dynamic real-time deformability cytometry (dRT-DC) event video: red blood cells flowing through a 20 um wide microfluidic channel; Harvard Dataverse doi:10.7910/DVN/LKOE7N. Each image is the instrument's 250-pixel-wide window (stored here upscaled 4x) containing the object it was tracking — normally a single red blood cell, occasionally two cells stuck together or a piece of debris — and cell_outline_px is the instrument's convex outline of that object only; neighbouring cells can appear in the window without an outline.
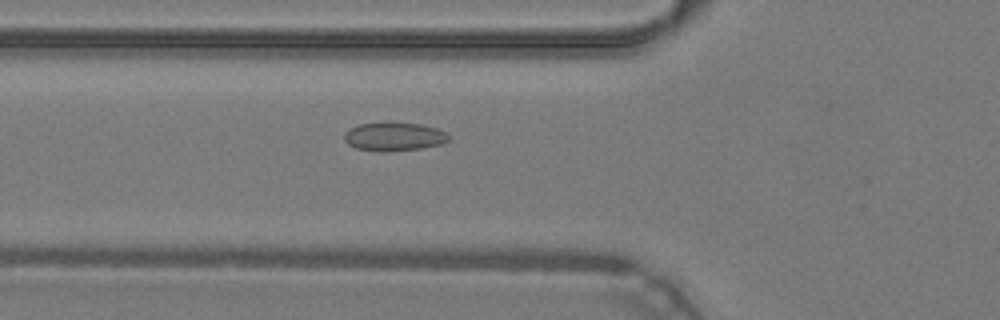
{"species": "common noctule bat (a hibernating species)", "species_latin": "Nyctalus noctula", "temperature_condition": "warm", "stored_images_in_passage": 40, "camera_frame_rate_fps": 3000, "um_per_image_px": 0.085, "animal": {"sex": "male", "body_mass_g": 19.2, "forearm_length_mm": 51.8}, "frame": {"image": 1, "passage_image": 12, "time_ms": 3.667, "image_size_px": [1000, 320], "cell_outline_px": [[448, 140], [444, 144], [420, 148], [356, 148], [348, 144], [344, 140], [344, 132], [360, 124], [420, 124], [436, 128], [448, 132]], "centroid_in_image_um": [33.56, 11.58], "position_along_channel_um": 92.2, "area_um2": 16.01}}
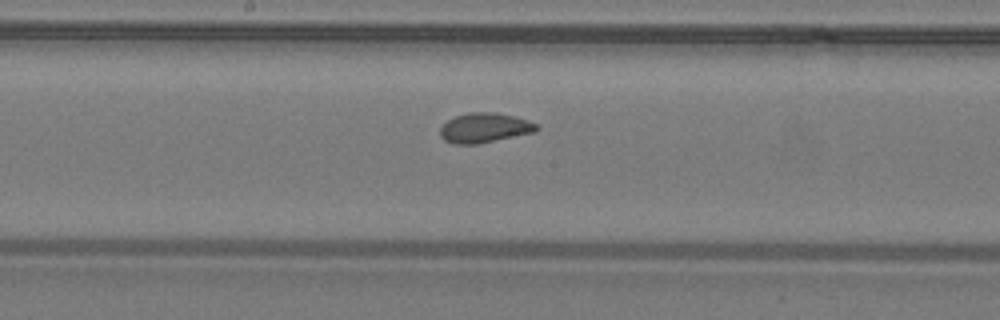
{"frame": {"image": 2, "passage_image": 20, "time_ms": 6.333, "image_size_px": [1000, 320], "cell_outline_px": [[540, 128], [536, 132], [476, 144], [452, 144], [444, 140], [440, 136], [440, 128], [448, 120], [456, 116], [468, 112], [496, 112], [528, 120], [536, 124]], "centroid_in_image_um": [41.18, 10.87], "position_along_channel_um": 207.0, "area_um2": 16.7}}
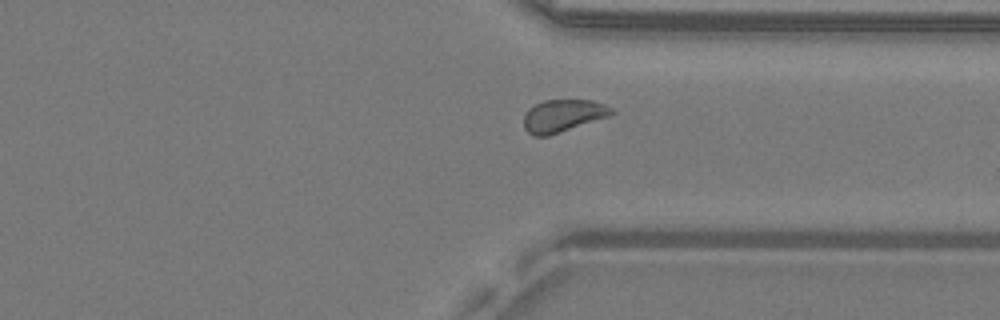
{"frame": {"image": 3, "passage_image": 31, "time_ms": 10.0, "image_size_px": [1000, 320], "cell_outline_px": [[616, 112], [612, 116], [548, 136], [532, 136], [524, 128], [524, 112], [528, 108], [544, 100], [592, 100], [604, 104], [612, 108]], "centroid_in_image_um": [47.87, 9.84], "position_along_channel_um": 363.5, "area_um2": 16.88}, "authors_computed_cell_mechanics": {"area_um2": 16.762, "velocity_mm_per_s": 4.2762, "shape_relaxation_time_tau1_ms": null, "shape_relaxation_time_tau2_ms": 0.6689, "deformation_change_tau1": null, "deformation_change_tau2": 0.0608}}